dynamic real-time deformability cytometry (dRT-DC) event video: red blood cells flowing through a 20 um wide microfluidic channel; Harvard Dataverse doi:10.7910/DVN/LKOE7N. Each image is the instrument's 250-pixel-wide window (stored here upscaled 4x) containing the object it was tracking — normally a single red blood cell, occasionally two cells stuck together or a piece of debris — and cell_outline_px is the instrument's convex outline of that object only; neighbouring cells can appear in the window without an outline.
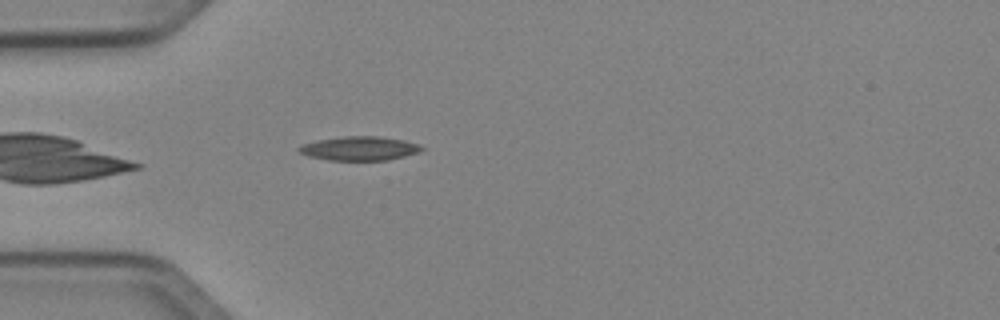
{"species": "Egyptian fruit bat (a non-hibernating species)", "species_latin": "Rousettus aegyptiacus", "temperature_condition": "cold", "stored_images_in_passage": 39, "camera_frame_rate_fps": 3000, "um_per_image_px": 0.085, "animal": {"sex": "female"}, "frame": {"image": 1, "passage_image": 4, "time_ms": 1.0, "image_size_px": [1000, 320], "cell_outline_px": [[424, 148], [416, 152], [404, 156], [388, 160], [328, 160], [308, 156], [300, 152], [296, 148], [300, 144], [316, 140], [344, 136], [380, 136], [404, 140], [420, 144]], "centroid_in_image_um": [30.51, 12.61], "position_along_channel_um": 54.5, "area_um2": 17.22}}
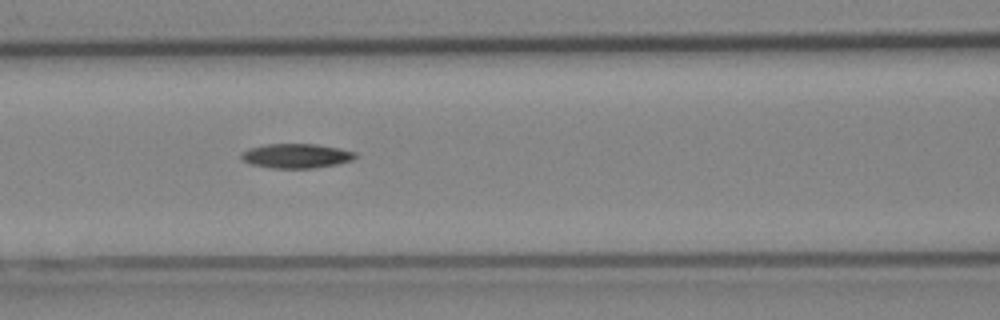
{"frame": {"image": 2, "passage_image": 11, "time_ms": 3.333, "image_size_px": [1000, 320], "cell_outline_px": [[356, 156], [352, 160], [336, 164], [312, 168], [268, 168], [252, 164], [244, 160], [240, 156], [240, 152], [248, 148], [264, 144], [316, 144], [340, 148], [356, 152]], "centroid_in_image_um": [25.15, 13.24], "position_along_channel_um": 141.4, "area_um2": 16.3}}
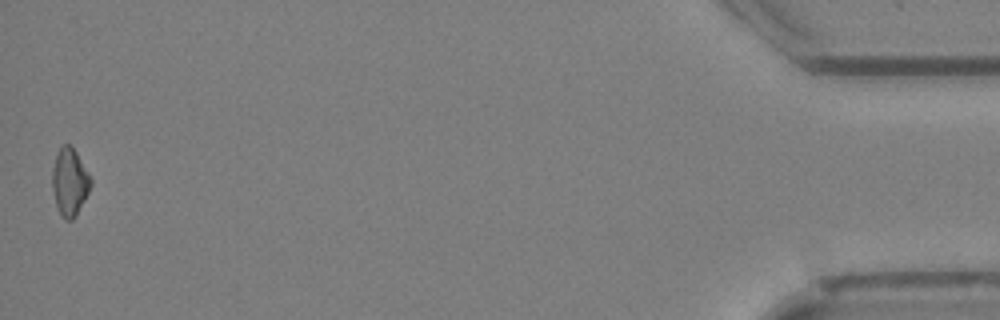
{"frame": {"image": 3, "passage_image": 39, "time_ms": 12.667, "image_size_px": [1000, 320], "cell_outline_px": [[92, 184], [76, 216], [72, 220], [64, 220], [60, 216], [56, 204], [52, 188], [52, 168], [56, 152], [64, 144], [68, 144], [76, 152], [88, 172], [92, 180]], "centroid_in_image_um": [5.91, 15.49], "position_along_channel_um": 429.3, "area_um2": 15.14}}